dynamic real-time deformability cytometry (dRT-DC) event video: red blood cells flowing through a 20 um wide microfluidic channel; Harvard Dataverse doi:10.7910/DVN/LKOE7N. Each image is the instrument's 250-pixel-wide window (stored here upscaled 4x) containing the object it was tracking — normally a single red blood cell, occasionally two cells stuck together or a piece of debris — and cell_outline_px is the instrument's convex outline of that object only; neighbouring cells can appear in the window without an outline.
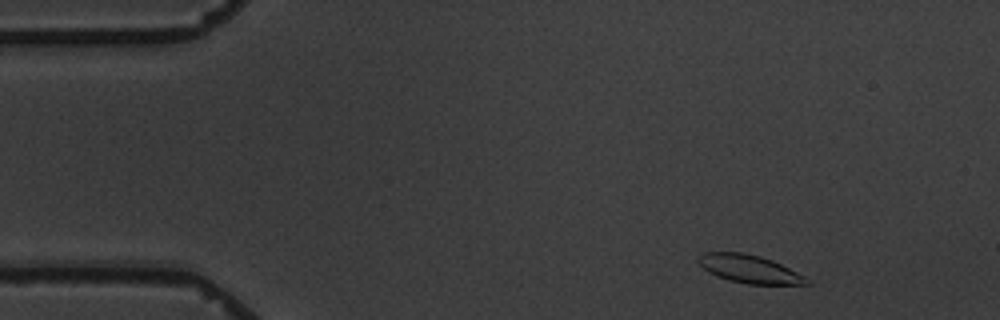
{"species": "common noctule bat (a hibernating species)", "species_latin": "Nyctalus noctula", "temperature_condition": "warm", "stored_images_in_passage": 5, "camera_frame_rate_fps": 3000, "um_per_image_px": 0.085, "animal": {"sex": "male", "body_mass_g": 19.5, "forearm_length_mm": 54.6}, "frame": {"image": 1, "passage_image": 1, "time_ms": 0.0, "image_size_px": [1000, 320], "cell_outline_px": [[812, 284], [748, 284], [728, 280], [708, 272], [696, 260], [704, 252], [740, 252], [760, 256], [772, 260], [812, 280]], "centroid_in_image_um": [63.71, 22.86], "position_along_channel_um": 21.3, "area_um2": 17.57}}